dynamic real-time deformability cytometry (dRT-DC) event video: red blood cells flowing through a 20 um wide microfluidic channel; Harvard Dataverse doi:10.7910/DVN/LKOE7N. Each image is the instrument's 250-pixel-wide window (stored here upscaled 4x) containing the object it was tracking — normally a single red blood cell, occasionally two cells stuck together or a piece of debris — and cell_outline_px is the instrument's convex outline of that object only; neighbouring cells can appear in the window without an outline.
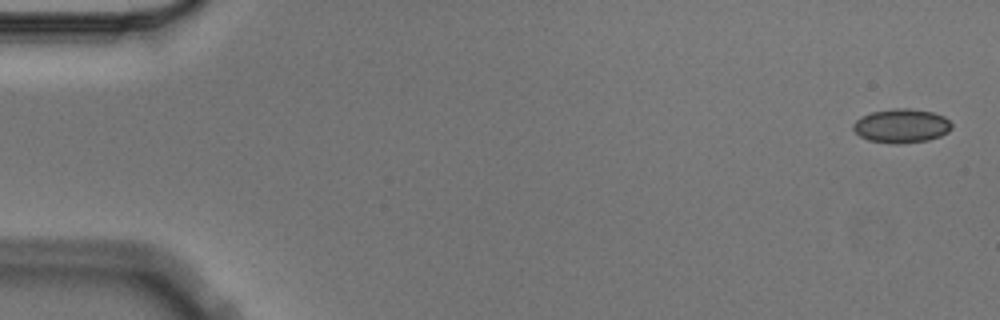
{"species": "Egyptian fruit bat (a non-hibernating species)", "species_latin": "Rousettus aegyptiacus", "temperature_condition": "cold", "stored_images_in_passage": 5, "camera_frame_rate_fps": 3000, "um_per_image_px": 0.085, "animal": {"sex": "male"}, "frame": {"image": 1, "passage_image": 1, "time_ms": 0.0, "image_size_px": [1000, 320], "cell_outline_px": [[952, 128], [948, 132], [940, 136], [928, 140], [900, 144], [892, 144], [868, 140], [860, 136], [852, 128], [852, 124], [860, 116], [872, 112], [896, 108], [908, 108], [932, 112], [944, 116], [952, 124]], "centroid_in_image_um": [76.61, 10.7], "position_along_channel_um": 8.4, "area_um2": 19.59}}
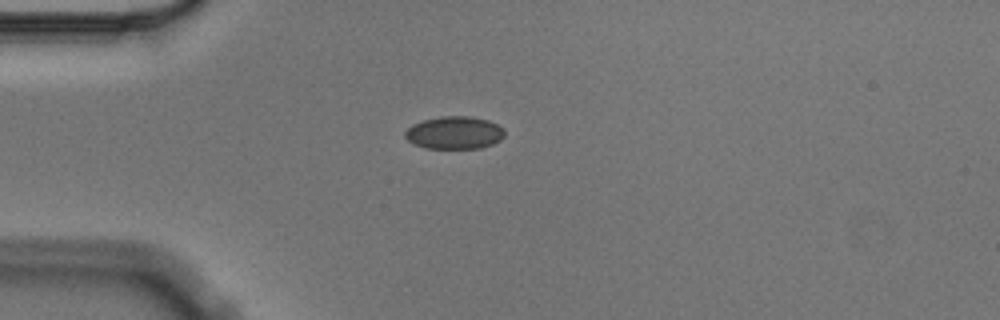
{"frame": {"image": 2, "passage_image": 4, "time_ms": 1.0, "image_size_px": [1000, 320], "cell_outline_px": [[504, 136], [500, 140], [492, 144], [480, 148], [424, 148], [412, 144], [404, 136], [404, 132], [412, 124], [424, 120], [440, 116], [468, 116], [488, 120], [504, 128]], "centroid_in_image_um": [38.6, 11.28], "position_along_channel_um": 46.4, "area_um2": 19.02}}
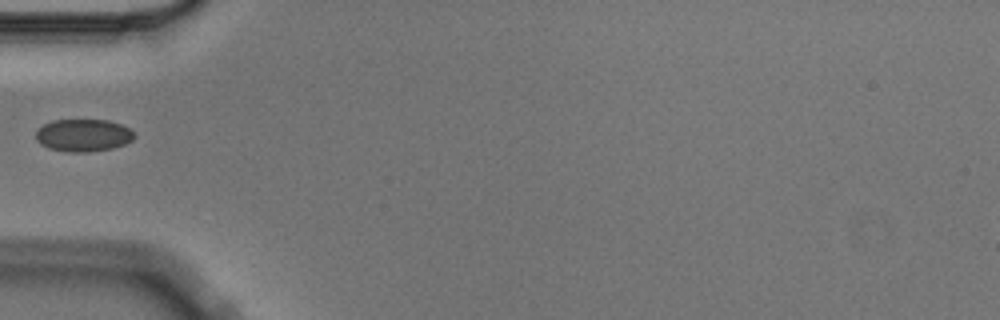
{"frame": {"image": 3, "passage_image": 5, "time_ms": 1.333, "image_size_px": [1000, 320], "cell_outline_px": [[136, 136], [132, 140], [124, 144], [112, 148], [88, 152], [68, 152], [48, 148], [40, 144], [36, 140], [36, 128], [52, 120], [108, 120], [120, 124], [136, 132]], "centroid_in_image_um": [7.07, 11.5], "position_along_channel_um": 77.9, "area_um2": 18.79}}